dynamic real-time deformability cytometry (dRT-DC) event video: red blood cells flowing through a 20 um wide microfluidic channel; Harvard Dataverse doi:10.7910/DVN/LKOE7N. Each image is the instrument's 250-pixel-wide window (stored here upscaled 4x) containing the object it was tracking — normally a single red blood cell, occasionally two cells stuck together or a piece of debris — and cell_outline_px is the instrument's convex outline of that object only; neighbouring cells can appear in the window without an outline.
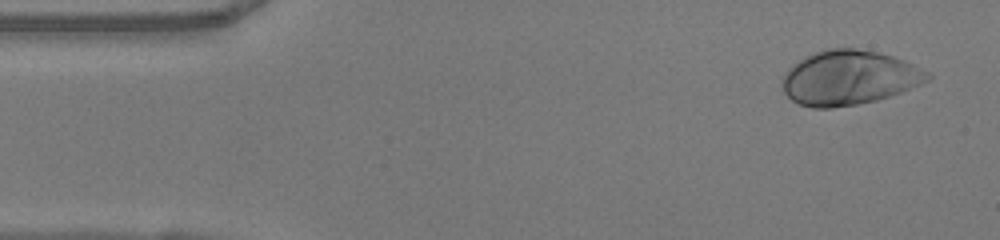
{"species": "human", "species_latin": "Homo sapiens", "temperature_condition": "warm", "stored_images_in_passage": 48, "camera_frame_rate_fps": 3000, "um_per_image_px": 0.085, "donor": {"sex": "female"}, "frame": {"image": 1, "passage_image": 2, "time_ms": 0.333, "image_size_px": [1000, 240], "cell_outline_px": [[932, 76], [928, 80], [920, 84], [900, 92], [876, 100], [856, 104], [832, 108], [812, 108], [800, 104], [792, 100], [784, 92], [780, 84], [788, 68], [800, 60], [816, 52], [828, 48], [856, 48], [876, 52], [892, 56], [904, 60], [928, 72]], "centroid_in_image_um": [72.14, 6.61], "position_along_channel_um": 12.9, "area_um2": 45.72}}
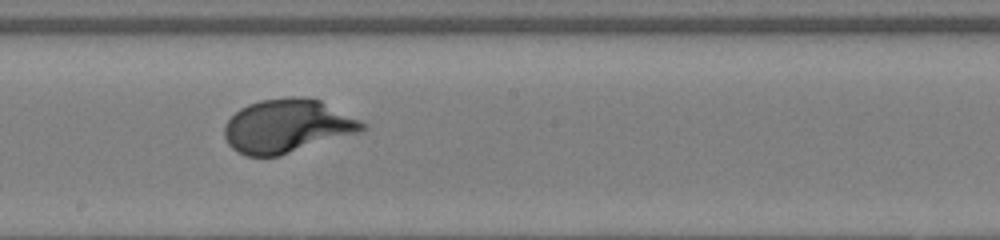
{"frame": {"image": 2, "passage_image": 25, "time_ms": 8.0, "image_size_px": [1000, 240], "cell_outline_px": [[368, 124], [360, 132], [280, 156], [248, 156], [232, 148], [228, 144], [224, 136], [224, 128], [228, 120], [240, 108], [248, 104], [260, 100], [288, 96], [300, 96], [320, 100]], "centroid_in_image_um": [24.41, 10.71], "position_along_channel_um": 223.8, "area_um2": 42.95}}
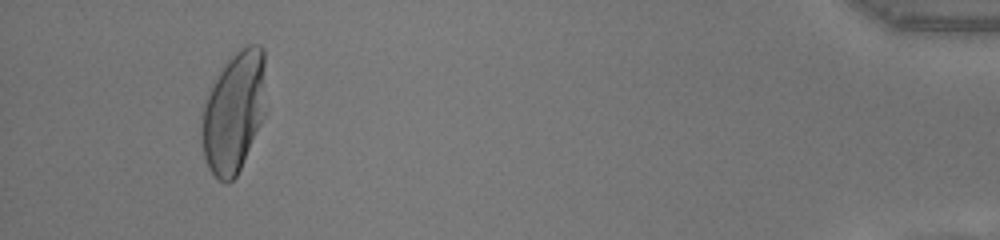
{"frame": {"image": 3, "passage_image": 45, "time_ms": 14.667, "image_size_px": [1000, 240], "cell_outline_px": [[264, 116], [240, 168], [236, 176], [228, 184], [224, 184], [208, 168], [204, 156], [200, 136], [200, 128], [204, 100], [208, 92], [224, 64], [240, 48], [248, 44], [260, 44], [264, 48]], "centroid_in_image_um": [19.85, 9.52], "position_along_channel_um": 415.4, "area_um2": 45.2}, "authors_computed_cell_mechanics": {"area_um2": 42.0495, "velocity_mm_per_s": 4.0522, "shape_relaxation_time_tau1_ms": 2.837, "shape_relaxation_time_tau2_ms": null, "deformation_change_tau1": 0.2049, "deformation_change_tau2": null}}